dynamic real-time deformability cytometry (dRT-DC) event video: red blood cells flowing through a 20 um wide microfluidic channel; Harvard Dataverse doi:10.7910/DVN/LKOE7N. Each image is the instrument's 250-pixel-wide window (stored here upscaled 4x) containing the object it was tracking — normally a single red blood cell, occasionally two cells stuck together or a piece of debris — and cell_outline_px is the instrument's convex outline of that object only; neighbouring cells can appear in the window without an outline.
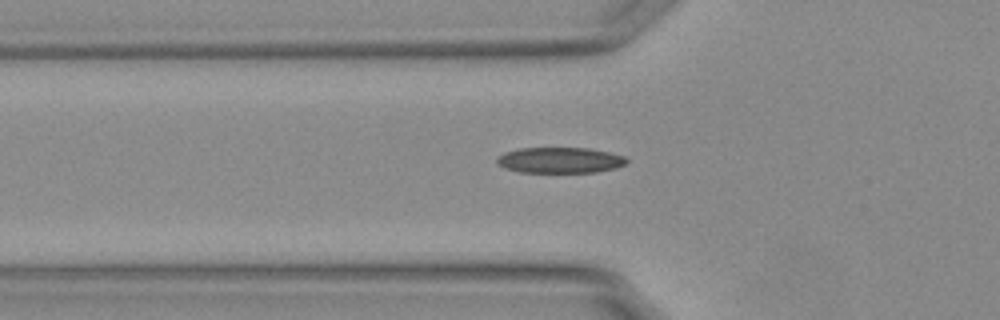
{"species": "Egyptian fruit bat (a non-hibernating species)", "species_latin": "Rousettus aegyptiacus", "temperature_condition": "warm", "stored_images_in_passage": 40, "camera_frame_rate_fps": 3000, "um_per_image_px": 0.085, "animal": {"sex": "female"}, "frame": {"image": 1, "passage_image": 4, "time_ms": 1.0, "image_size_px": [1000, 320], "cell_outline_px": [[628, 160], [624, 164], [616, 168], [596, 172], [520, 172], [496, 164], [496, 156], [504, 152], [520, 148], [588, 148], [608, 152], [624, 156]], "centroid_in_image_um": [47.57, 13.61], "position_along_channel_um": 78.2, "area_um2": 19.42}}
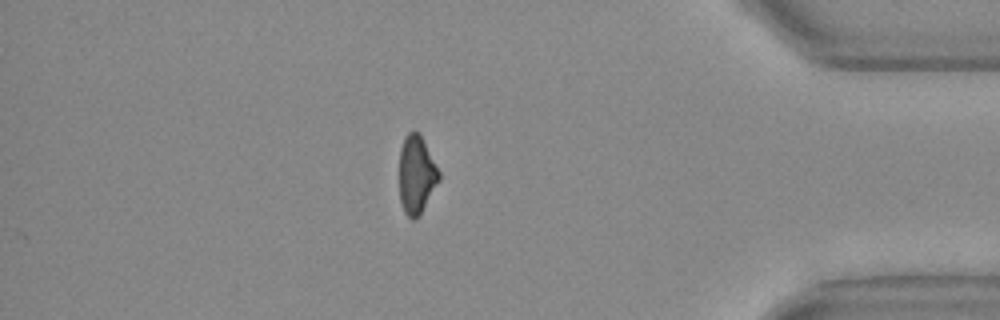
{"frame": {"image": 2, "passage_image": 32, "time_ms": 10.333, "image_size_px": [1000, 320], "cell_outline_px": [[440, 180], [420, 212], [412, 220], [404, 212], [400, 200], [400, 148], [404, 136], [408, 132], [416, 132], [420, 136], [440, 172]], "centroid_in_image_um": [35.38, 14.84], "position_along_channel_um": 399.8, "area_um2": 17.51}}
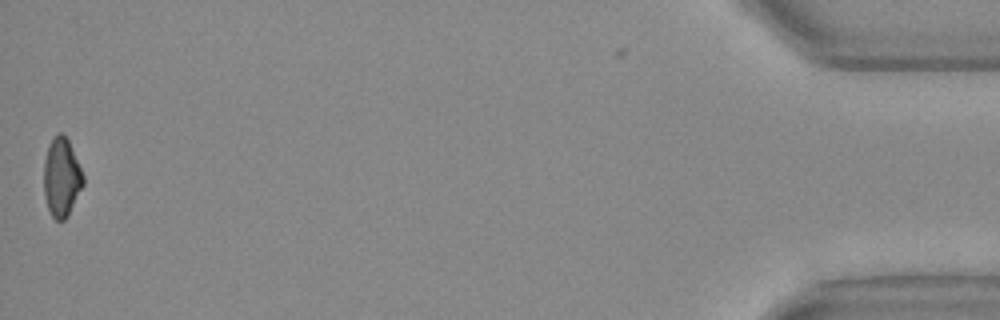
{"frame": {"image": 3, "passage_image": 39, "time_ms": 12.667, "image_size_px": [1000, 320], "cell_outline_px": [[84, 184], [68, 216], [64, 220], [56, 220], [52, 216], [48, 208], [44, 196], [44, 160], [48, 144], [52, 136], [56, 132], [64, 132], [68, 140], [84, 176]], "centroid_in_image_um": [5.22, 15.04], "position_along_channel_um": 430.0, "area_um2": 18.26}, "authors_computed_cell_mechanics": {"area_um2": 18.9873, "velocity_mm_per_s": 3.8075, "shape_relaxation_time_tau1_ms": 5.5109, "shape_relaxation_time_tau2_ms": 2.8638, "deformation_change_tau1": 0.1842, "deformation_change_tau2": 0.106}}